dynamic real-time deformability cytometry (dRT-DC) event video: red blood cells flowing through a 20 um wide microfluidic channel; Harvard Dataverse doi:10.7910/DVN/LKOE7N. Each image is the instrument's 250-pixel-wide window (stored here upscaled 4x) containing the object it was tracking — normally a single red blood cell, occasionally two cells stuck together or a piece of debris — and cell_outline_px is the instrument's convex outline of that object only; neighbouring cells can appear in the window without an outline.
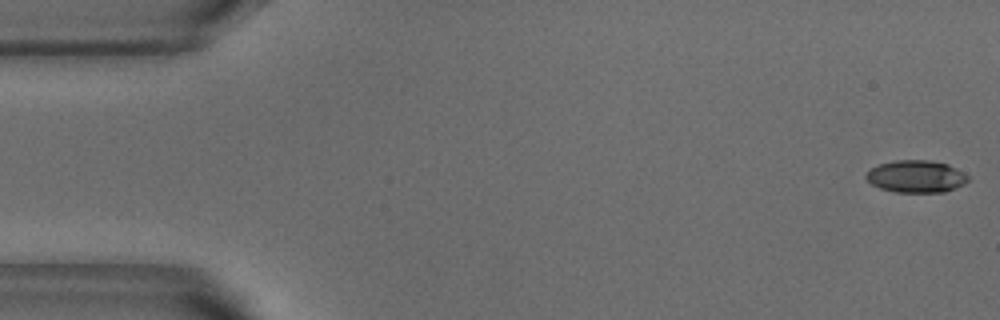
{"species": "common noctule bat (a hibernating species)", "species_latin": "Nyctalus noctula", "temperature_condition": "warm", "stored_images_in_passage": 14, "camera_frame_rate_fps": 3000, "um_per_image_px": 0.085, "animal": {"sex": "male", "body_mass_g": 18.8}, "frame": {"image": 1, "passage_image": 1, "time_ms": 0.0, "image_size_px": [1000, 320], "cell_outline_px": [[968, 180], [964, 184], [944, 192], [896, 192], [880, 188], [872, 184], [864, 176], [872, 168], [880, 164], [896, 160], [928, 160], [948, 164], [964, 172], [968, 176]], "centroid_in_image_um": [77.88, 14.99], "position_along_channel_um": 7.1, "area_um2": 19.02}}
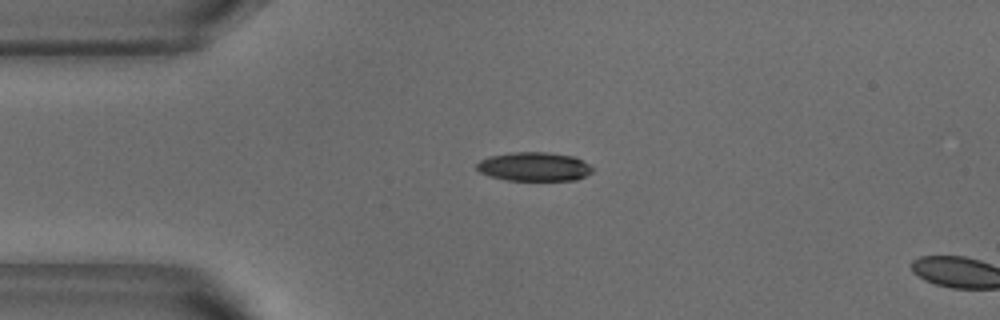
{"frame": {"image": 2, "passage_image": 12, "time_ms": 3.667, "image_size_px": [1000, 320], "cell_outline_px": [[596, 168], [592, 172], [576, 180], [508, 180], [488, 176], [480, 172], [476, 168], [476, 164], [480, 160], [488, 156], [512, 152], [548, 152], [572, 156]], "centroid_in_image_um": [45.38, 14.16], "position_along_channel_um": 39.6, "area_um2": 19.54}}